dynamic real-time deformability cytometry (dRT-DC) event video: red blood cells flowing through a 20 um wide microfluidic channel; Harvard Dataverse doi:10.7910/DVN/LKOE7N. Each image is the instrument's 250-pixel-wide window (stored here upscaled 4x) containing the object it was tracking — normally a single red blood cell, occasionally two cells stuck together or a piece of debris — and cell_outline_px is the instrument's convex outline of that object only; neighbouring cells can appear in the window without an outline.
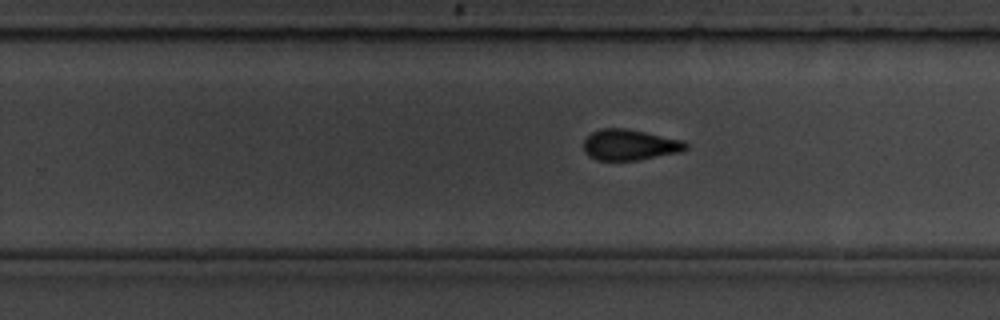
{"species": "common noctule bat (a hibernating species)", "species_latin": "Nyctalus noctula", "temperature_condition": "room temperature", "stored_images_in_passage": 34, "camera_frame_rate_fps": 3000, "um_per_image_px": 0.085, "animal": {"sex": "male", "body_mass_g": 19.5, "forearm_length_mm": 54.6}, "frame": {"image": 1, "passage_image": 25, "time_ms": 8.0, "image_size_px": [1000, 320], "cell_outline_px": [[688, 148], [680, 152], [636, 160], [596, 160], [588, 156], [584, 152], [584, 140], [592, 132], [600, 128], [624, 128], [684, 140], [688, 144]], "centroid_in_image_um": [53.52, 12.31], "position_along_channel_um": 276.3, "area_um2": 18.32}}